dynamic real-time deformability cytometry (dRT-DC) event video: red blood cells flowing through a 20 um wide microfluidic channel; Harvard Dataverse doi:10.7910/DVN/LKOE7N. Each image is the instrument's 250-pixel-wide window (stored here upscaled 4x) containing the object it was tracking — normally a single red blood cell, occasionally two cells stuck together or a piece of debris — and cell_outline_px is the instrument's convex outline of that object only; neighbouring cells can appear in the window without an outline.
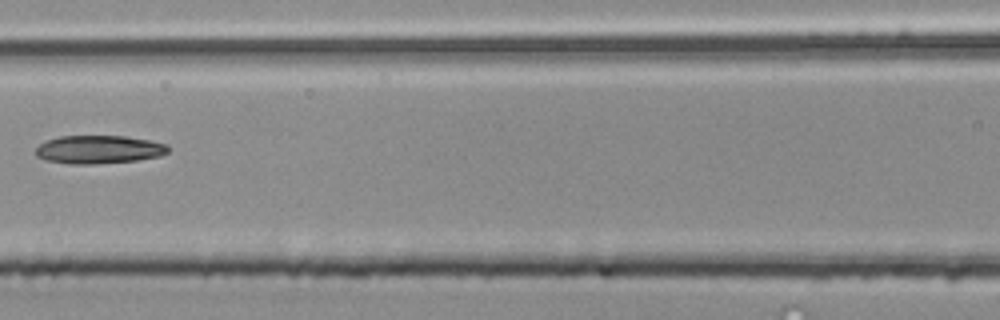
{"species": "common noctule bat (a hibernating species)", "species_latin": "Nyctalus noctula", "temperature_condition": "room temperature", "stored_images_in_passage": 6, "camera_frame_rate_fps": 3000, "um_per_image_px": 0.085, "animal": {"sex": "male", "body_mass_g": 20.4}, "frame": {"image": 1, "passage_image": 6, "time_ms": 1.667, "image_size_px": [1000, 320], "cell_outline_px": [[168, 152], [160, 156], [136, 160], [96, 164], [72, 164], [48, 160], [36, 156], [36, 148], [40, 144], [48, 140], [60, 136], [124, 136], [148, 140], [168, 144]], "centroid_in_image_um": [8.41, 12.7], "position_along_channel_um": 158.2, "area_um2": 21.62}}